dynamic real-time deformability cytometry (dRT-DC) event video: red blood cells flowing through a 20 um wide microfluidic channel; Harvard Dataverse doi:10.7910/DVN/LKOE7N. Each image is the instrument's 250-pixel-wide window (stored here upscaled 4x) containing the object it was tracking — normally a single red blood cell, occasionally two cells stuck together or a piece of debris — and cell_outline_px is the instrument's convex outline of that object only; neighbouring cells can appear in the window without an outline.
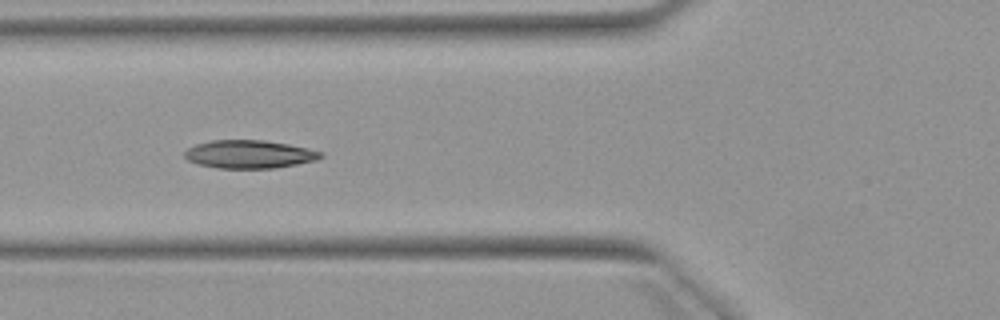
{"species": "Egyptian fruit bat (a non-hibernating species)", "species_latin": "Rousettus aegyptiacus", "temperature_condition": "warm", "stored_images_in_passage": 7, "camera_frame_rate_fps": 3000, "um_per_image_px": 0.085, "animal": {"sex": "female"}, "frame": {"image": 1, "passage_image": 6, "time_ms": 5.667, "image_size_px": [1000, 320], "cell_outline_px": [[324, 156], [316, 160], [276, 168], [216, 168], [196, 164], [188, 160], [184, 156], [184, 152], [188, 148], [196, 144], [212, 140], [264, 140], [288, 144], [308, 148], [324, 152]], "centroid_in_image_um": [21.19, 13.11], "position_along_channel_um": 104.6, "area_um2": 22.43}}
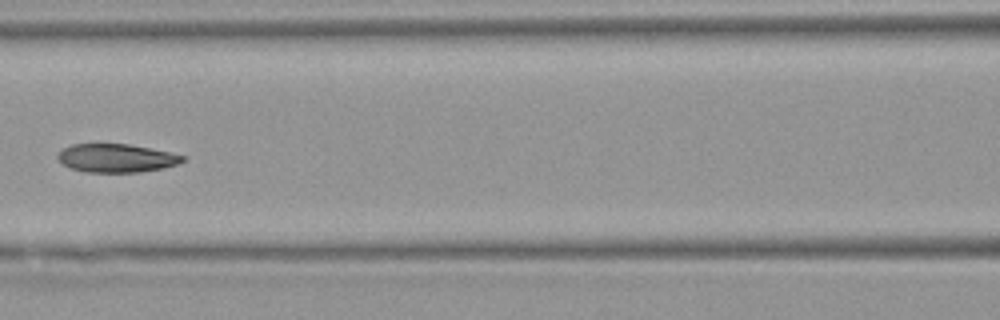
{"frame": {"image": 2, "passage_image": 7, "time_ms": 7.0, "image_size_px": [1000, 320], "cell_outline_px": [[184, 160], [176, 164], [164, 168], [140, 172], [84, 172], [72, 168], [64, 164], [56, 156], [64, 148], [72, 144], [128, 144], [168, 152], [184, 156]], "centroid_in_image_um": [9.88, 13.44], "position_along_channel_um": 156.7, "area_um2": 20.35}}